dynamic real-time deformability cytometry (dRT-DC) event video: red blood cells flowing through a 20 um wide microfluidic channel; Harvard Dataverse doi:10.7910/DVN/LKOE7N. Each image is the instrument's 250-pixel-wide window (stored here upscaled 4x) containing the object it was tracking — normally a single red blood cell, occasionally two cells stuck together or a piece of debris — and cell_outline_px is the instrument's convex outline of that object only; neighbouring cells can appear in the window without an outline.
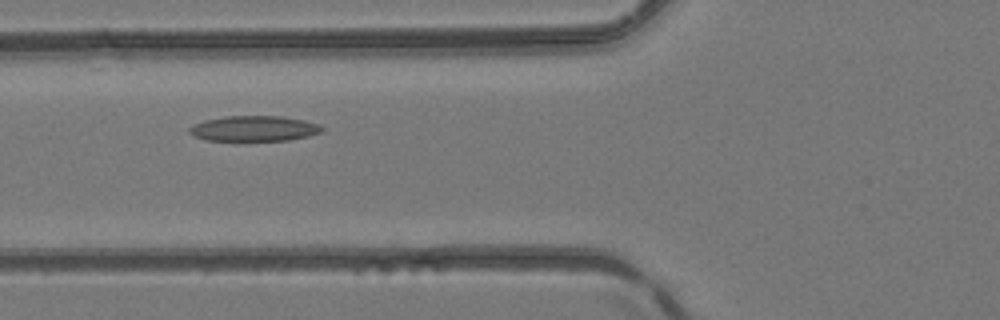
{"species": "common noctule bat (a hibernating species)", "species_latin": "Nyctalus noctula", "temperature_condition": "room temperature", "stored_images_in_passage": 7, "camera_frame_rate_fps": 3000, "um_per_image_px": 0.085, "animal": {"sex": "female", "body_mass_g": 24.6, "forearm_length_mm": 56.2}, "frame": {"image": 1, "passage_image": 6, "time_ms": 1.667, "image_size_px": [1000, 320], "cell_outline_px": [[324, 128], [320, 132], [308, 136], [288, 140], [208, 140], [196, 136], [188, 132], [188, 128], [204, 120], [228, 116], [280, 116], [304, 120], [320, 124]], "centroid_in_image_um": [21.62, 10.92], "position_along_channel_um": 104.2, "area_um2": 19.36}}
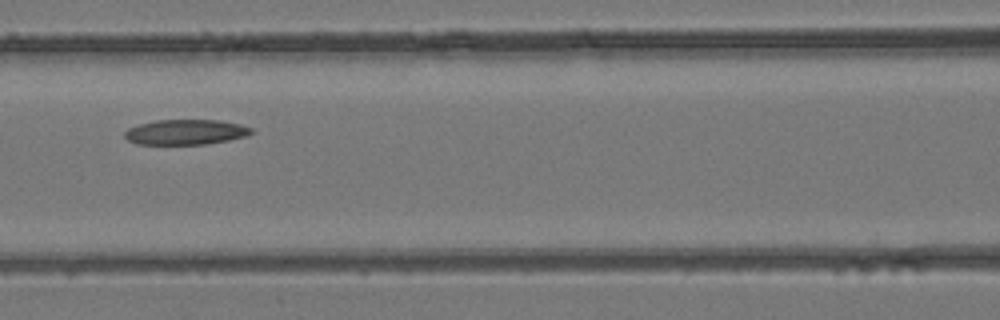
{"frame": {"image": 2, "passage_image": 7, "time_ms": 2.0, "image_size_px": [1000, 320], "cell_outline_px": [[252, 132], [248, 136], [208, 144], [136, 144], [128, 140], [124, 136], [124, 132], [128, 128], [140, 124], [156, 120], [220, 120], [240, 124], [252, 128]], "centroid_in_image_um": [15.79, 11.23], "position_along_channel_um": 150.8, "area_um2": 18.61}}